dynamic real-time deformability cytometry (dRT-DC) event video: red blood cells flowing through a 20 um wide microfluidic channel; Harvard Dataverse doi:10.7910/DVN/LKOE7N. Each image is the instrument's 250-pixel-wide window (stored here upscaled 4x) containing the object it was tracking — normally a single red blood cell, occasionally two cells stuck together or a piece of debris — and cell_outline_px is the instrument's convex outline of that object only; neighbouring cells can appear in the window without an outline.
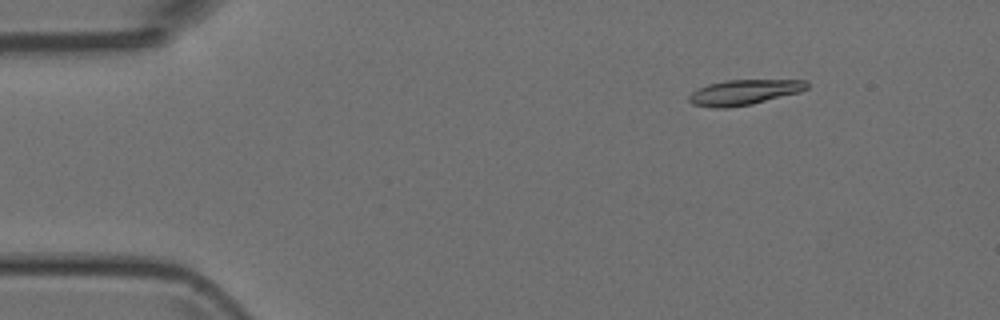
{"species": "Egyptian fruit bat (a non-hibernating species)", "species_latin": "Rousettus aegyptiacus", "temperature_condition": "room temperature", "stored_images_in_passage": 13, "camera_frame_rate_fps": 3000, "um_per_image_px": 0.085, "animal": {"sex": "female"}, "frame": {"image": 1, "passage_image": 2, "time_ms": 0.333, "image_size_px": [1000, 320], "cell_outline_px": [[808, 88], [800, 92], [752, 104], [728, 108], [716, 108], [692, 104], [688, 100], [688, 96], [692, 92], [708, 84], [724, 80], [808, 80]], "centroid_in_image_um": [63.25, 7.84], "position_along_channel_um": 21.7, "area_um2": 17.34}}
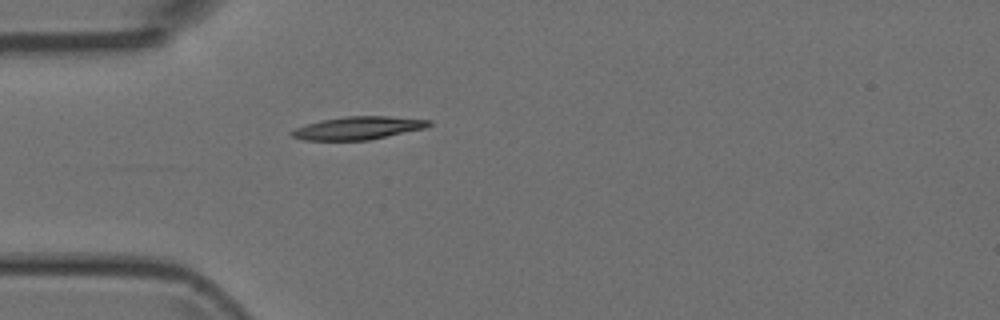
{"frame": {"image": 2, "passage_image": 10, "time_ms": 3.0, "image_size_px": [1000, 320], "cell_outline_px": [[432, 124], [424, 128], [368, 140], [304, 140], [292, 136], [288, 132], [296, 128], [320, 120], [344, 116], [388, 116], [432, 120]], "centroid_in_image_um": [30.43, 10.87], "position_along_channel_um": 54.6, "area_um2": 18.21}}
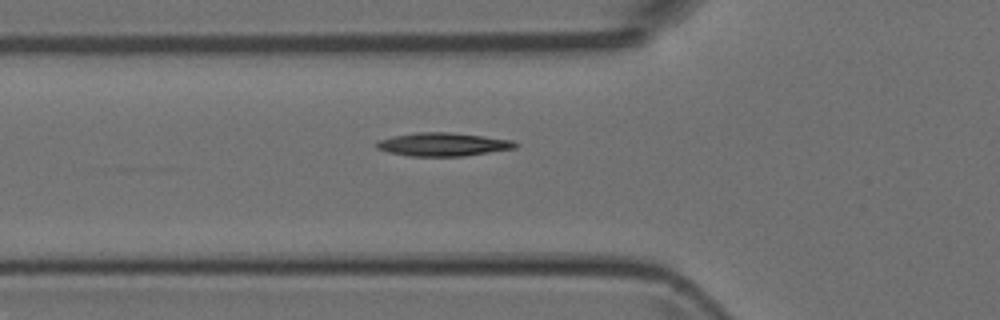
{"frame": {"image": 3, "passage_image": 13, "time_ms": 4.0, "image_size_px": [1000, 320], "cell_outline_px": [[520, 144], [516, 148], [464, 156], [412, 156], [388, 152], [376, 148], [376, 140], [392, 136], [416, 132], [448, 132], [484, 136], [512, 140]], "centroid_in_image_um": [37.65, 12.27], "position_along_channel_um": 88.2, "area_um2": 18.96}}